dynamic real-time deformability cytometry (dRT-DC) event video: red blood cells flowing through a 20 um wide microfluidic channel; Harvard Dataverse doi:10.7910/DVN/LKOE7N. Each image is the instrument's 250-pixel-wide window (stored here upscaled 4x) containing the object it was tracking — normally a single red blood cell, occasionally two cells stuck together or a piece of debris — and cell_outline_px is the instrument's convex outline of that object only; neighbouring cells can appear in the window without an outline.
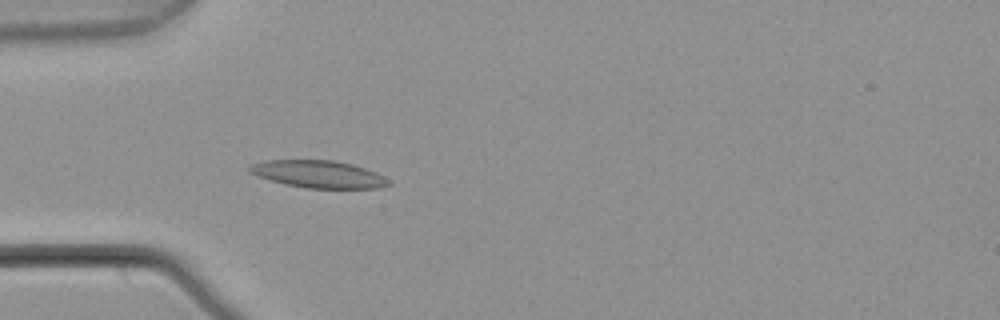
{"species": "common noctule bat (a hibernating species)", "species_latin": "Nyctalus noctula", "temperature_condition": "warm", "stored_images_in_passage": 5, "camera_frame_rate_fps": 3000, "um_per_image_px": 0.085, "animal": {"sex": "male", "body_mass_g": 21.5, "forearm_length_mm": 52.0}, "frame": {"image": 1, "passage_image": 5, "time_ms": 1.333, "image_size_px": [1000, 320], "cell_outline_px": [[392, 184], [380, 188], [304, 188], [284, 184], [248, 172], [248, 164], [264, 160], [332, 160], [352, 164], [376, 172], [388, 180]], "centroid_in_image_um": [27.04, 14.8], "position_along_channel_um": 58.0, "area_um2": 22.14}}